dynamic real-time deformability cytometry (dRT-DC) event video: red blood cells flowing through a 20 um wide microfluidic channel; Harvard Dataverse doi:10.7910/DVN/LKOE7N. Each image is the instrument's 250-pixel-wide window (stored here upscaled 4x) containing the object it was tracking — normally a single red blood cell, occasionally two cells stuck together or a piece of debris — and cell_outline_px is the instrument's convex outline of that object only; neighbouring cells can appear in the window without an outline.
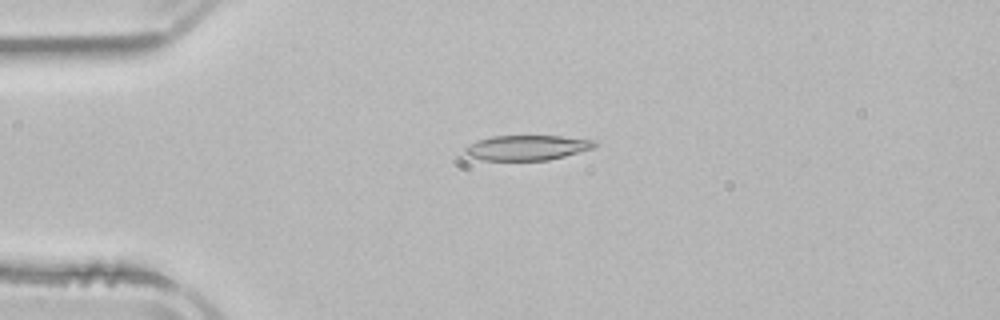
{"species": "common noctule bat (a hibernating species)", "species_latin": "Nyctalus noctula", "temperature_condition": "room temperature", "stored_images_in_passage": 3, "camera_frame_rate_fps": 3000, "um_per_image_px": 0.085, "animal": {"sex": "male", "body_mass_g": 21.5, "forearm_length_mm": 52.0}, "frame": {"image": 1, "passage_image": 3, "time_ms": 3.0, "image_size_px": [1000, 320], "cell_outline_px": [[600, 144], [596, 148], [548, 160], [484, 160], [468, 156], [464, 152], [464, 148], [480, 140], [492, 136], [560, 136], [596, 140]], "centroid_in_image_um": [44.88, 12.55], "position_along_channel_um": 40.1, "area_um2": 18.9}}